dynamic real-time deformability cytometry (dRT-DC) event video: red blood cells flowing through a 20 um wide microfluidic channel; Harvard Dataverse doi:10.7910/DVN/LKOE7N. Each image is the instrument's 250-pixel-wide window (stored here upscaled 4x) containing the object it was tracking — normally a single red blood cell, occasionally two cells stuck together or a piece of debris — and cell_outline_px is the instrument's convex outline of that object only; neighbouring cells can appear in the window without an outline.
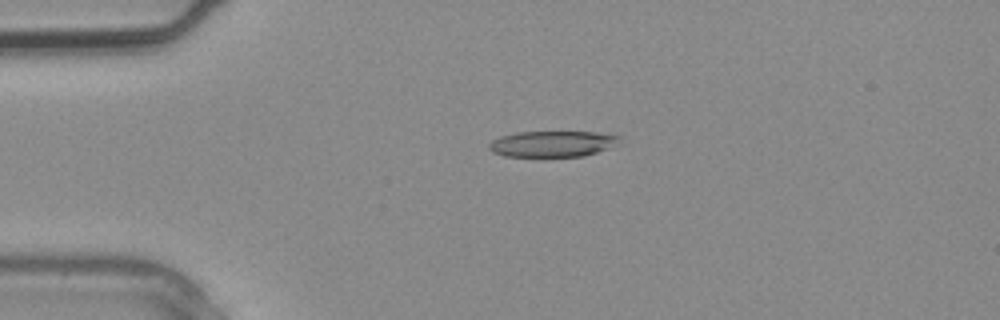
{"species": "common noctule bat (a hibernating species)", "species_latin": "Nyctalus noctula", "temperature_condition": "warm", "stored_images_in_passage": 1, "camera_frame_rate_fps": 3000, "um_per_image_px": 0.085, "animal": {"sex": "male", "body_mass_g": 20.4}, "frame": {"image": 1, "passage_image": 1, "time_ms": 0.0, "image_size_px": [1000, 320], "cell_outline_px": [[624, 136], [608, 148], [584, 156], [504, 156], [492, 152], [488, 148], [488, 144], [492, 140], [500, 136], [516, 132], [596, 132]], "centroid_in_image_um": [46.92, 12.22], "position_along_channel_um": 38.1, "area_um2": 19.65}}